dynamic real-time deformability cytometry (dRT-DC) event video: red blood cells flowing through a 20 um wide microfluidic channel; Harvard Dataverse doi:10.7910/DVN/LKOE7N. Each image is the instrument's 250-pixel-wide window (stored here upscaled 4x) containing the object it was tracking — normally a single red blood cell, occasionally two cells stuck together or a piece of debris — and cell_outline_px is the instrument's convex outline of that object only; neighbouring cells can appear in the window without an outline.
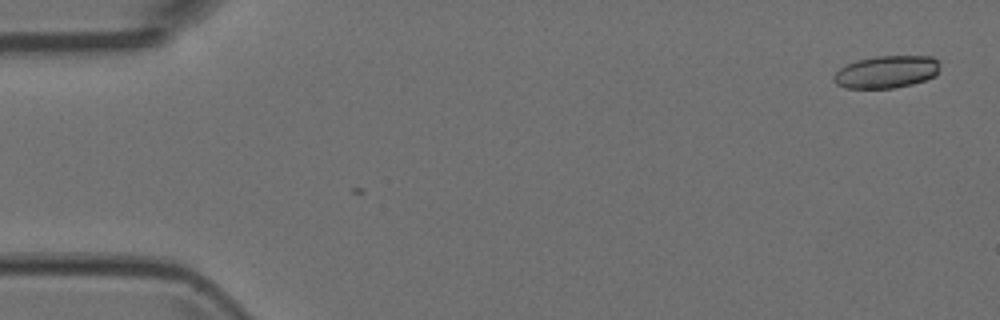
{"species": "Egyptian fruit bat (a non-hibernating species)", "species_latin": "Rousettus aegyptiacus", "temperature_condition": "room temperature", "stored_images_in_passage": 2, "camera_frame_rate_fps": 3000, "um_per_image_px": 0.085, "animal": {"sex": "female"}, "frame": {"image": 1, "passage_image": 1, "time_ms": 0.0, "image_size_px": [1000, 320], "cell_outline_px": [[940, 64], [936, 76], [912, 84], [892, 88], [844, 88], [836, 84], [832, 80], [832, 76], [840, 68], [856, 60], [876, 56], [932, 56]], "centroid_in_image_um": [75.33, 6.11], "position_along_channel_um": 9.7, "area_um2": 20.11}}